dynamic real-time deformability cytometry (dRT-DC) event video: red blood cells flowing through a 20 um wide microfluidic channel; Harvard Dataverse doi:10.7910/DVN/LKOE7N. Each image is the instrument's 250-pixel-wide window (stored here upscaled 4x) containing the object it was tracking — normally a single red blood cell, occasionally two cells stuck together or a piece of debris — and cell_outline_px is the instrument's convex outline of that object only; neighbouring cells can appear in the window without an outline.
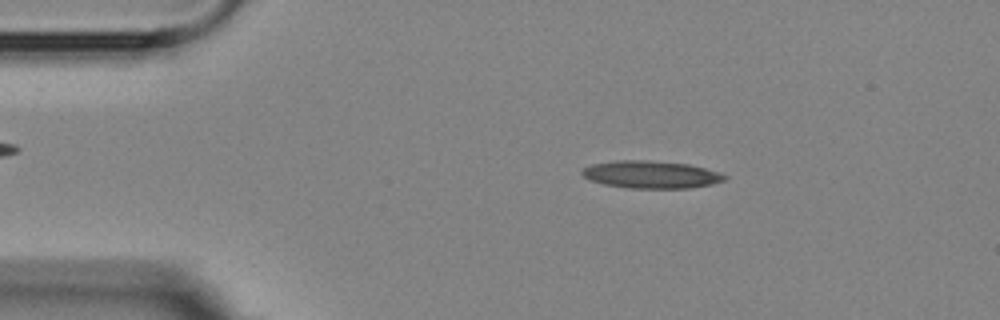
{"species": "Egyptian fruit bat (a non-hibernating species)", "species_latin": "Rousettus aegyptiacus", "temperature_condition": "room temperature", "stored_images_in_passage": 3, "camera_frame_rate_fps": 3000, "um_per_image_px": 0.085, "animal": {"sex": "female"}, "frame": {"image": 1, "passage_image": 2, "time_ms": 1.333, "image_size_px": [1000, 320], "cell_outline_px": [[728, 176], [724, 180], [712, 184], [688, 188], [628, 188], [604, 184], [592, 180], [584, 176], [580, 172], [584, 168], [592, 164], [616, 160], [648, 160], [688, 164], [720, 172]], "centroid_in_image_um": [55.35, 14.83], "position_along_channel_um": 29.6, "area_um2": 22.72}}